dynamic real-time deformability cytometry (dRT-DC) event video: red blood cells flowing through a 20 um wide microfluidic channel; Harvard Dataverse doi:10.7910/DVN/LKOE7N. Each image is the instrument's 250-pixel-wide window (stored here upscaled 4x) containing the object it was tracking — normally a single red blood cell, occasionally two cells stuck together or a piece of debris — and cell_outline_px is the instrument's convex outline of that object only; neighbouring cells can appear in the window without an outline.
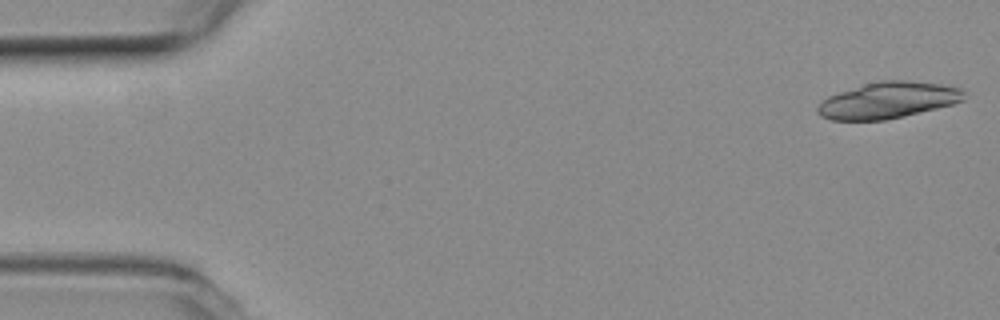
{"species": "common noctule bat (a hibernating species)", "species_latin": "Nyctalus noctula", "temperature_condition": "room temperature", "stored_images_in_passage": 18, "camera_frame_rate_fps": 3000, "um_per_image_px": 0.085, "animal": {"sex": "female", "body_mass_g": 19.3, "forearm_length_mm": 54.1}, "frame": {"image": 1, "passage_image": 1, "time_ms": 0.0, "image_size_px": [1000, 320], "cell_outline_px": [[964, 100], [952, 104], [904, 116], [884, 120], [832, 120], [820, 116], [816, 112], [816, 108], [828, 96], [864, 84], [880, 80], [908, 80], [940, 84], [960, 88], [964, 92]], "centroid_in_image_um": [75.47, 8.52], "position_along_channel_um": 9.5, "area_um2": 30.75}}